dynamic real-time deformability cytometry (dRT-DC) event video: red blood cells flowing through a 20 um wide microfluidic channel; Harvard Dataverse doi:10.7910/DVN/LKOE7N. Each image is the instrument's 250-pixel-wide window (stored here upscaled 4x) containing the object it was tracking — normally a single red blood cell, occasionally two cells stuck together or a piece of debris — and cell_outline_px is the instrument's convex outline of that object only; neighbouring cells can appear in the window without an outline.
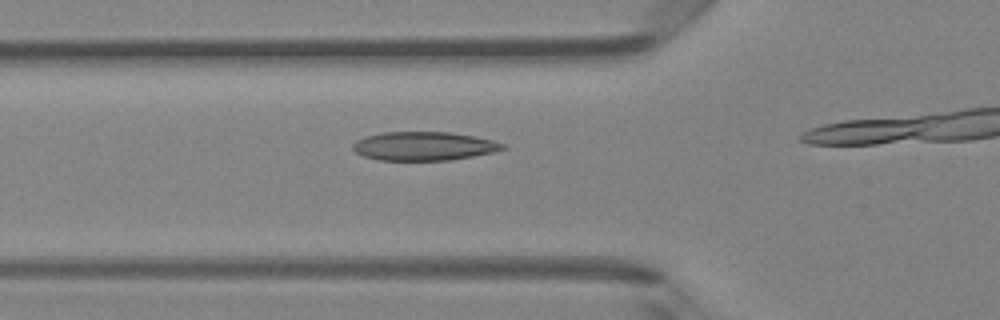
{"species": "Egyptian fruit bat (a non-hibernating species)", "species_latin": "Rousettus aegyptiacus", "temperature_condition": "room temperature", "stored_images_in_passage": 16, "camera_frame_rate_fps": 3000, "um_per_image_px": 0.085, "animal": {"sex": "female"}, "frame": {"image": 1, "passage_image": 12, "time_ms": 3.667, "image_size_px": [1000, 320], "cell_outline_px": [[508, 148], [492, 152], [472, 156], [448, 160], [380, 160], [364, 156], [356, 152], [352, 148], [352, 144], [356, 140], [368, 136], [384, 132], [448, 132], [472, 136], [492, 140], [504, 144]], "centroid_in_image_um": [36.02, 12.42], "position_along_channel_um": 89.8, "area_um2": 24.8}}